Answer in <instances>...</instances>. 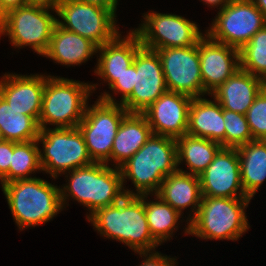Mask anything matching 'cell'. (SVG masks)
<instances>
[{"label":"cell","instance_id":"obj_27","mask_svg":"<svg viewBox=\"0 0 266 266\" xmlns=\"http://www.w3.org/2000/svg\"><path fill=\"white\" fill-rule=\"evenodd\" d=\"M144 201L145 214L152 237L161 245L171 240L173 232L178 230L179 222L183 216L164 202L157 194L149 201V194L138 195Z\"/></svg>","mask_w":266,"mask_h":266},{"label":"cell","instance_id":"obj_9","mask_svg":"<svg viewBox=\"0 0 266 266\" xmlns=\"http://www.w3.org/2000/svg\"><path fill=\"white\" fill-rule=\"evenodd\" d=\"M128 113L120 103H108L99 98L94 104L87 105L85 115L77 127L93 162L109 165L114 138Z\"/></svg>","mask_w":266,"mask_h":266},{"label":"cell","instance_id":"obj_34","mask_svg":"<svg viewBox=\"0 0 266 266\" xmlns=\"http://www.w3.org/2000/svg\"><path fill=\"white\" fill-rule=\"evenodd\" d=\"M134 253H137L140 255V257L144 260H142L141 264L139 266H177L175 264H178L176 261L177 259L174 257L163 255L159 253L158 251L152 250V251H136Z\"/></svg>","mask_w":266,"mask_h":266},{"label":"cell","instance_id":"obj_24","mask_svg":"<svg viewBox=\"0 0 266 266\" xmlns=\"http://www.w3.org/2000/svg\"><path fill=\"white\" fill-rule=\"evenodd\" d=\"M151 127L142 113H128L122 120L111 150L112 167L120 168L151 137Z\"/></svg>","mask_w":266,"mask_h":266},{"label":"cell","instance_id":"obj_5","mask_svg":"<svg viewBox=\"0 0 266 266\" xmlns=\"http://www.w3.org/2000/svg\"><path fill=\"white\" fill-rule=\"evenodd\" d=\"M97 87L95 83L46 74L39 128L47 129L48 125L77 127L85 115L88 99Z\"/></svg>","mask_w":266,"mask_h":266},{"label":"cell","instance_id":"obj_37","mask_svg":"<svg viewBox=\"0 0 266 266\" xmlns=\"http://www.w3.org/2000/svg\"><path fill=\"white\" fill-rule=\"evenodd\" d=\"M82 3L94 4L110 10L115 16L119 0H76Z\"/></svg>","mask_w":266,"mask_h":266},{"label":"cell","instance_id":"obj_41","mask_svg":"<svg viewBox=\"0 0 266 266\" xmlns=\"http://www.w3.org/2000/svg\"><path fill=\"white\" fill-rule=\"evenodd\" d=\"M263 90L266 91V76L262 79Z\"/></svg>","mask_w":266,"mask_h":266},{"label":"cell","instance_id":"obj_14","mask_svg":"<svg viewBox=\"0 0 266 266\" xmlns=\"http://www.w3.org/2000/svg\"><path fill=\"white\" fill-rule=\"evenodd\" d=\"M133 63L134 88L121 105L129 113H142L168 90L157 51L142 46Z\"/></svg>","mask_w":266,"mask_h":266},{"label":"cell","instance_id":"obj_32","mask_svg":"<svg viewBox=\"0 0 266 266\" xmlns=\"http://www.w3.org/2000/svg\"><path fill=\"white\" fill-rule=\"evenodd\" d=\"M253 140H266V91L257 95L245 114Z\"/></svg>","mask_w":266,"mask_h":266},{"label":"cell","instance_id":"obj_8","mask_svg":"<svg viewBox=\"0 0 266 266\" xmlns=\"http://www.w3.org/2000/svg\"><path fill=\"white\" fill-rule=\"evenodd\" d=\"M37 142L40 165L44 173L57 179L59 175L93 163L78 127L40 129ZM43 150V151H42Z\"/></svg>","mask_w":266,"mask_h":266},{"label":"cell","instance_id":"obj_36","mask_svg":"<svg viewBox=\"0 0 266 266\" xmlns=\"http://www.w3.org/2000/svg\"><path fill=\"white\" fill-rule=\"evenodd\" d=\"M30 3H32L30 0H0V18L8 11Z\"/></svg>","mask_w":266,"mask_h":266},{"label":"cell","instance_id":"obj_19","mask_svg":"<svg viewBox=\"0 0 266 266\" xmlns=\"http://www.w3.org/2000/svg\"><path fill=\"white\" fill-rule=\"evenodd\" d=\"M142 47L139 36L131 29L126 36L121 32L110 42L98 47L94 73L110 87L134 62ZM99 57V58H98Z\"/></svg>","mask_w":266,"mask_h":266},{"label":"cell","instance_id":"obj_16","mask_svg":"<svg viewBox=\"0 0 266 266\" xmlns=\"http://www.w3.org/2000/svg\"><path fill=\"white\" fill-rule=\"evenodd\" d=\"M193 98L167 91L142 114L154 135L178 138L187 134L189 107Z\"/></svg>","mask_w":266,"mask_h":266},{"label":"cell","instance_id":"obj_22","mask_svg":"<svg viewBox=\"0 0 266 266\" xmlns=\"http://www.w3.org/2000/svg\"><path fill=\"white\" fill-rule=\"evenodd\" d=\"M214 100V101H213ZM205 96L193 98L189 107L187 135L207 138L225 148V124L219 102Z\"/></svg>","mask_w":266,"mask_h":266},{"label":"cell","instance_id":"obj_20","mask_svg":"<svg viewBox=\"0 0 266 266\" xmlns=\"http://www.w3.org/2000/svg\"><path fill=\"white\" fill-rule=\"evenodd\" d=\"M156 194L181 215L184 209L190 207L191 213L183 230L189 235V222L195 217L202 200L199 176L177 170L163 180Z\"/></svg>","mask_w":266,"mask_h":266},{"label":"cell","instance_id":"obj_38","mask_svg":"<svg viewBox=\"0 0 266 266\" xmlns=\"http://www.w3.org/2000/svg\"><path fill=\"white\" fill-rule=\"evenodd\" d=\"M200 1H202V2H204L205 4H208V6H210L211 8L213 7V8H217V7H219V8H217V9H219V11L225 6V5H227L229 2H230V0H200Z\"/></svg>","mask_w":266,"mask_h":266},{"label":"cell","instance_id":"obj_23","mask_svg":"<svg viewBox=\"0 0 266 266\" xmlns=\"http://www.w3.org/2000/svg\"><path fill=\"white\" fill-rule=\"evenodd\" d=\"M98 46L91 40L56 24L47 51L43 57L63 66H77L97 54Z\"/></svg>","mask_w":266,"mask_h":266},{"label":"cell","instance_id":"obj_2","mask_svg":"<svg viewBox=\"0 0 266 266\" xmlns=\"http://www.w3.org/2000/svg\"><path fill=\"white\" fill-rule=\"evenodd\" d=\"M177 170L176 139L152 134L120 167L124 192L126 195L156 194L163 180ZM126 179L132 180L136 193L124 186Z\"/></svg>","mask_w":266,"mask_h":266},{"label":"cell","instance_id":"obj_21","mask_svg":"<svg viewBox=\"0 0 266 266\" xmlns=\"http://www.w3.org/2000/svg\"><path fill=\"white\" fill-rule=\"evenodd\" d=\"M262 89L260 77L239 68L209 96L215 98L222 109L245 115Z\"/></svg>","mask_w":266,"mask_h":266},{"label":"cell","instance_id":"obj_31","mask_svg":"<svg viewBox=\"0 0 266 266\" xmlns=\"http://www.w3.org/2000/svg\"><path fill=\"white\" fill-rule=\"evenodd\" d=\"M225 124V148H238L253 141L249 124L244 114L223 109Z\"/></svg>","mask_w":266,"mask_h":266},{"label":"cell","instance_id":"obj_6","mask_svg":"<svg viewBox=\"0 0 266 266\" xmlns=\"http://www.w3.org/2000/svg\"><path fill=\"white\" fill-rule=\"evenodd\" d=\"M250 200L202 196L199 209L189 222V235L206 240L237 241L250 228L245 212Z\"/></svg>","mask_w":266,"mask_h":266},{"label":"cell","instance_id":"obj_4","mask_svg":"<svg viewBox=\"0 0 266 266\" xmlns=\"http://www.w3.org/2000/svg\"><path fill=\"white\" fill-rule=\"evenodd\" d=\"M1 188L21 231L47 223L64 208L60 188L42 178L16 180Z\"/></svg>","mask_w":266,"mask_h":266},{"label":"cell","instance_id":"obj_11","mask_svg":"<svg viewBox=\"0 0 266 266\" xmlns=\"http://www.w3.org/2000/svg\"><path fill=\"white\" fill-rule=\"evenodd\" d=\"M142 24L132 29L140 38L141 45L151 50L197 45L205 35L196 22L170 13L147 12Z\"/></svg>","mask_w":266,"mask_h":266},{"label":"cell","instance_id":"obj_30","mask_svg":"<svg viewBox=\"0 0 266 266\" xmlns=\"http://www.w3.org/2000/svg\"><path fill=\"white\" fill-rule=\"evenodd\" d=\"M240 69L254 76H266V25L239 50Z\"/></svg>","mask_w":266,"mask_h":266},{"label":"cell","instance_id":"obj_1","mask_svg":"<svg viewBox=\"0 0 266 266\" xmlns=\"http://www.w3.org/2000/svg\"><path fill=\"white\" fill-rule=\"evenodd\" d=\"M100 236L119 241L136 251L156 250L160 244L152 237L138 195H125L119 202L96 210L86 218Z\"/></svg>","mask_w":266,"mask_h":266},{"label":"cell","instance_id":"obj_17","mask_svg":"<svg viewBox=\"0 0 266 266\" xmlns=\"http://www.w3.org/2000/svg\"><path fill=\"white\" fill-rule=\"evenodd\" d=\"M204 92L210 95L239 68V50L211 39L206 33L198 41Z\"/></svg>","mask_w":266,"mask_h":266},{"label":"cell","instance_id":"obj_40","mask_svg":"<svg viewBox=\"0 0 266 266\" xmlns=\"http://www.w3.org/2000/svg\"><path fill=\"white\" fill-rule=\"evenodd\" d=\"M30 1L34 3H45L48 5L55 6L60 0H30Z\"/></svg>","mask_w":266,"mask_h":266},{"label":"cell","instance_id":"obj_35","mask_svg":"<svg viewBox=\"0 0 266 266\" xmlns=\"http://www.w3.org/2000/svg\"><path fill=\"white\" fill-rule=\"evenodd\" d=\"M13 154V141L0 142V180L9 172Z\"/></svg>","mask_w":266,"mask_h":266},{"label":"cell","instance_id":"obj_3","mask_svg":"<svg viewBox=\"0 0 266 266\" xmlns=\"http://www.w3.org/2000/svg\"><path fill=\"white\" fill-rule=\"evenodd\" d=\"M63 175L67 179L66 184L59 186L63 207L66 208L72 197L87 207V218L100 208L116 204L126 195L120 168H112L106 163L93 162Z\"/></svg>","mask_w":266,"mask_h":266},{"label":"cell","instance_id":"obj_12","mask_svg":"<svg viewBox=\"0 0 266 266\" xmlns=\"http://www.w3.org/2000/svg\"><path fill=\"white\" fill-rule=\"evenodd\" d=\"M266 25L252 0H230L217 12L206 34L213 40L240 50Z\"/></svg>","mask_w":266,"mask_h":266},{"label":"cell","instance_id":"obj_15","mask_svg":"<svg viewBox=\"0 0 266 266\" xmlns=\"http://www.w3.org/2000/svg\"><path fill=\"white\" fill-rule=\"evenodd\" d=\"M199 179L202 196L248 198L241 183L237 148H221Z\"/></svg>","mask_w":266,"mask_h":266},{"label":"cell","instance_id":"obj_25","mask_svg":"<svg viewBox=\"0 0 266 266\" xmlns=\"http://www.w3.org/2000/svg\"><path fill=\"white\" fill-rule=\"evenodd\" d=\"M241 183L252 199L266 180V140H253L237 148Z\"/></svg>","mask_w":266,"mask_h":266},{"label":"cell","instance_id":"obj_13","mask_svg":"<svg viewBox=\"0 0 266 266\" xmlns=\"http://www.w3.org/2000/svg\"><path fill=\"white\" fill-rule=\"evenodd\" d=\"M157 51L168 91L191 98L206 96L200 69L198 44L190 47H175Z\"/></svg>","mask_w":266,"mask_h":266},{"label":"cell","instance_id":"obj_29","mask_svg":"<svg viewBox=\"0 0 266 266\" xmlns=\"http://www.w3.org/2000/svg\"><path fill=\"white\" fill-rule=\"evenodd\" d=\"M39 149L40 145L37 140L29 142L13 141V154L9 172L0 180V184L35 178L30 175L42 171Z\"/></svg>","mask_w":266,"mask_h":266},{"label":"cell","instance_id":"obj_28","mask_svg":"<svg viewBox=\"0 0 266 266\" xmlns=\"http://www.w3.org/2000/svg\"><path fill=\"white\" fill-rule=\"evenodd\" d=\"M39 132L38 122L32 116L15 110L0 95V133L3 140L29 142L37 140Z\"/></svg>","mask_w":266,"mask_h":266},{"label":"cell","instance_id":"obj_18","mask_svg":"<svg viewBox=\"0 0 266 266\" xmlns=\"http://www.w3.org/2000/svg\"><path fill=\"white\" fill-rule=\"evenodd\" d=\"M45 74L5 73L0 79V95L15 110L32 116L37 122L45 89Z\"/></svg>","mask_w":266,"mask_h":266},{"label":"cell","instance_id":"obj_33","mask_svg":"<svg viewBox=\"0 0 266 266\" xmlns=\"http://www.w3.org/2000/svg\"><path fill=\"white\" fill-rule=\"evenodd\" d=\"M134 88V63L123 72L116 81L109 87L113 94L119 93L121 100L117 101L111 93L104 91L98 97L108 103H122L133 91Z\"/></svg>","mask_w":266,"mask_h":266},{"label":"cell","instance_id":"obj_26","mask_svg":"<svg viewBox=\"0 0 266 266\" xmlns=\"http://www.w3.org/2000/svg\"><path fill=\"white\" fill-rule=\"evenodd\" d=\"M176 144L178 170L196 176H199L209 166L222 148L221 144L215 141L187 134L176 138ZM183 162L187 166V170H183L179 166Z\"/></svg>","mask_w":266,"mask_h":266},{"label":"cell","instance_id":"obj_10","mask_svg":"<svg viewBox=\"0 0 266 266\" xmlns=\"http://www.w3.org/2000/svg\"><path fill=\"white\" fill-rule=\"evenodd\" d=\"M55 8L60 27L91 40L98 47L112 41L120 33L116 25L117 16L101 6L60 0Z\"/></svg>","mask_w":266,"mask_h":266},{"label":"cell","instance_id":"obj_39","mask_svg":"<svg viewBox=\"0 0 266 266\" xmlns=\"http://www.w3.org/2000/svg\"><path fill=\"white\" fill-rule=\"evenodd\" d=\"M257 8L262 12L266 19V0H252Z\"/></svg>","mask_w":266,"mask_h":266},{"label":"cell","instance_id":"obj_7","mask_svg":"<svg viewBox=\"0 0 266 266\" xmlns=\"http://www.w3.org/2000/svg\"><path fill=\"white\" fill-rule=\"evenodd\" d=\"M52 11L57 13L55 6L34 2L12 9L0 18V37L8 36L15 49L29 46L42 56L57 24Z\"/></svg>","mask_w":266,"mask_h":266}]
</instances>
